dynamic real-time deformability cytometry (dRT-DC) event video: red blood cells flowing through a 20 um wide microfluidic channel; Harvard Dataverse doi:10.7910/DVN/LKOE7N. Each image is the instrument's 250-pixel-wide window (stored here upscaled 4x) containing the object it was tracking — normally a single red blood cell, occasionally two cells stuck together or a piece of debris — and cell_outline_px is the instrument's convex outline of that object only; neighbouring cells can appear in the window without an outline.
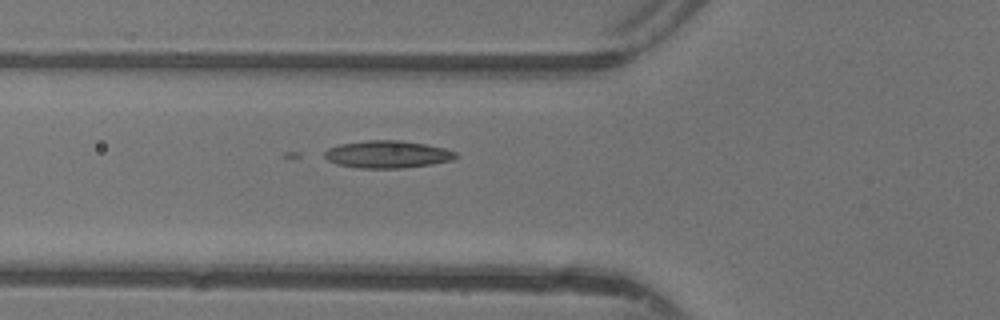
{"species": "common noctule bat (a hibernating species)", "species_latin": "Nyctalus noctula", "temperature_condition": "warm", "stored_images_in_passage": 28, "camera_frame_rate_fps": 3000, "um_per_image_px": 0.085, "animal": {"sex": "female"}, "frame": {"image": 1, "passage_image": 4, "time_ms": 1.0, "image_size_px": [1000, 320], "cell_outline_px": [[460, 156], [452, 160], [432, 164], [400, 168], [356, 168], [336, 164], [328, 160], [324, 156], [324, 152], [328, 148], [340, 144], [364, 140], [400, 140], [424, 144], [444, 148], [456, 152]], "centroid_in_image_um": [32.92, 13.12], "position_along_channel_um": 92.9, "area_um2": 21.04}}
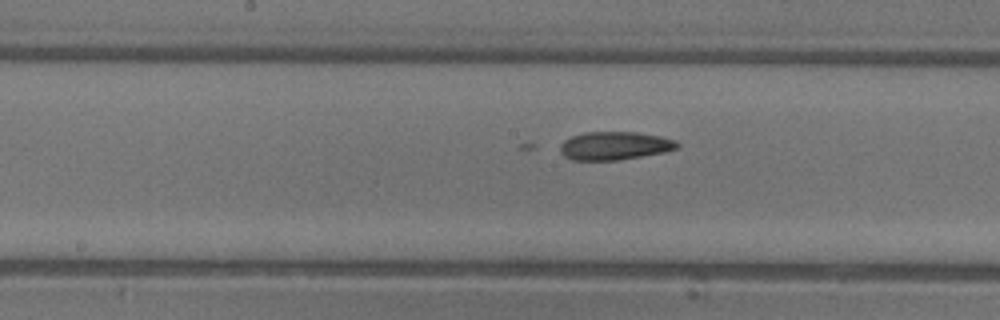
{"frame": {"image": 2, "passage_image": 11, "time_ms": 3.333, "image_size_px": [1000, 320], "cell_outline_px": [[680, 148], [664, 152], [620, 160], [572, 160], [564, 156], [560, 152], [560, 144], [564, 140], [572, 136], [584, 132], [636, 132], [660, 136], [676, 140], [680, 144]], "centroid_in_image_um": [52.26, 12.39], "position_along_channel_um": 195.9, "area_um2": 19.42}}
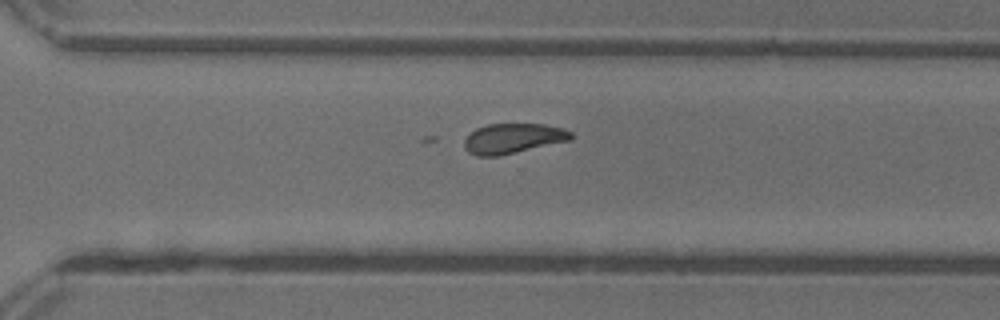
{"frame": {"image": 3, "passage_image": 20, "time_ms": 6.333, "image_size_px": [1000, 320], "cell_outline_px": [[572, 140], [496, 156], [476, 156], [468, 152], [464, 148], [464, 140], [476, 128], [488, 124], [544, 124], [564, 128], [572, 132]], "centroid_in_image_um": [43.61, 11.76], "position_along_channel_um": 327.0, "area_um2": 18.61}}